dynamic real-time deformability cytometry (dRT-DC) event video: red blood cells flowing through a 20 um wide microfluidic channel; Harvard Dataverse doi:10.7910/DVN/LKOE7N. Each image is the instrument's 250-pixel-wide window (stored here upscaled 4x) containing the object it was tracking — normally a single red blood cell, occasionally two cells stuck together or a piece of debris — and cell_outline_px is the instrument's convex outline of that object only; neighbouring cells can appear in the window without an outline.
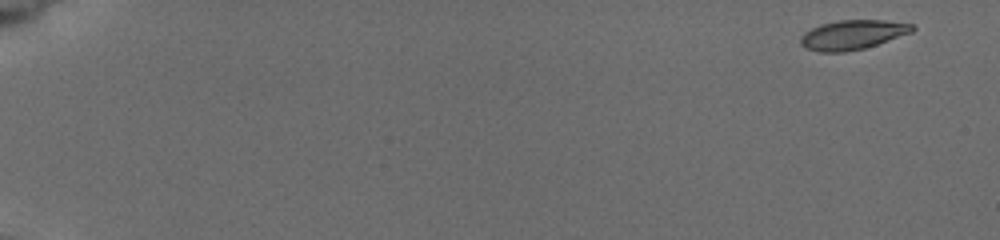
{"species": "common noctule bat (a hibernating species)", "species_latin": "Nyctalus noctula", "temperature_condition": "cold", "stored_images_in_passage": 8, "camera_frame_rate_fps": 3000, "um_per_image_px": 0.085, "animal": {"sex": "female", "body_mass_g": 19.5, "forearm_length_mm": 54.1}, "frame": {"image": 1, "passage_image": 1, "time_ms": 0.0, "image_size_px": [1000, 240], "cell_outline_px": [[916, 28], [912, 32], [864, 48], [844, 52], [820, 52], [804, 48], [800, 44], [800, 36], [804, 32], [820, 24], [840, 20], [884, 20], [912, 24]], "centroid_in_image_um": [72.42, 2.95], "position_along_channel_um": 12.6, "area_um2": 19.13}}
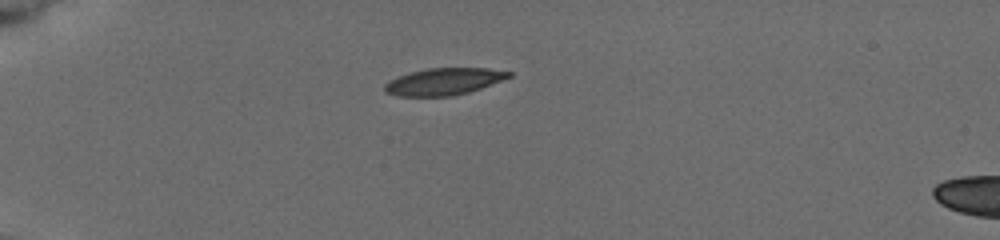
{"frame": {"image": 2, "passage_image": 6, "time_ms": 4.667, "image_size_px": [1000, 240], "cell_outline_px": [[512, 76], [480, 88], [468, 92], [452, 96], [396, 96], [384, 92], [384, 84], [388, 80], [412, 72], [428, 68], [488, 68], [512, 72]], "centroid_in_image_um": [37.7, 6.93], "position_along_channel_um": 47.3, "area_um2": 19.36}}